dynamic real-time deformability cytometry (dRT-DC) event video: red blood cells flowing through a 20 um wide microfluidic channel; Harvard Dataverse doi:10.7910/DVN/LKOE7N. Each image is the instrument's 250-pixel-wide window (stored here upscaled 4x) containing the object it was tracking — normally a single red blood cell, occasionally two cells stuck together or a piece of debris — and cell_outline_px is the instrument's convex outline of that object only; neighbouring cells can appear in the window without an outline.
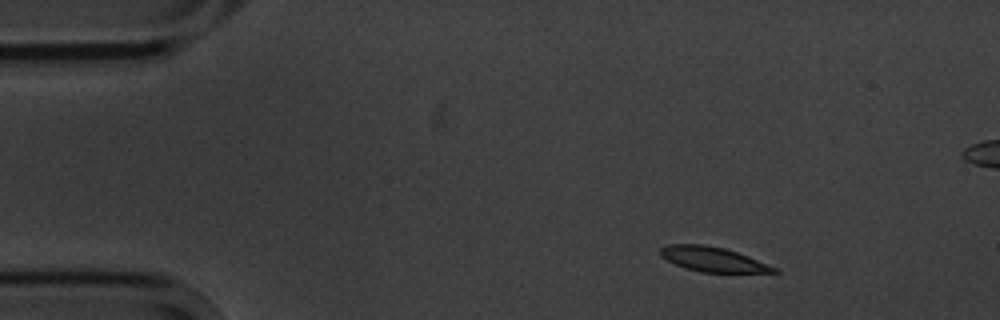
{"species": "common noctule bat (a hibernating species)", "species_latin": "Nyctalus noctula", "temperature_condition": "cold", "stored_images_in_passage": 4, "camera_frame_rate_fps": 3000, "um_per_image_px": 0.085, "animal": {"sex": "male", "body_mass_g": 20.1, "forearm_length_mm": 53.5}, "frame": {"image": 1, "passage_image": 1, "time_ms": 0.0, "image_size_px": [1000, 320], "cell_outline_px": [[780, 272], [700, 272], [676, 264], [660, 256], [660, 248], [668, 244], [704, 244], [724, 248], [748, 256], [776, 268]], "centroid_in_image_um": [60.56, 22.02], "position_along_channel_um": 24.4, "area_um2": 16.01}}